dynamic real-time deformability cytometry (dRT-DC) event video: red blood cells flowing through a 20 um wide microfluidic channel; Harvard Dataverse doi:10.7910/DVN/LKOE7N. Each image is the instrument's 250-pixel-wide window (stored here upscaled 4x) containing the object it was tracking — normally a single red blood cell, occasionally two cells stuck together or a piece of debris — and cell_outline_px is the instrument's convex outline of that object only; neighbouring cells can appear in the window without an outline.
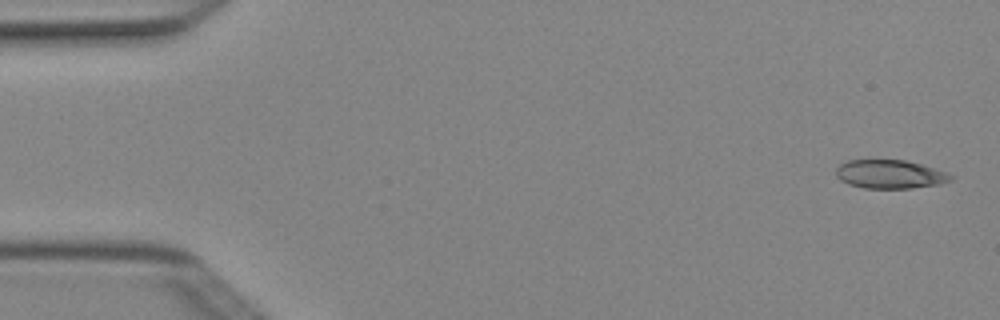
{"species": "Egyptian fruit bat (a non-hibernating species)", "species_latin": "Rousettus aegyptiacus", "temperature_condition": "cold", "stored_images_in_passage": 6, "camera_frame_rate_fps": 3000, "um_per_image_px": 0.085, "animal": {"sex": "female"}, "frame": {"image": 1, "passage_image": 1, "time_ms": 0.0, "image_size_px": [1000, 320], "cell_outline_px": [[956, 176], [952, 180], [940, 184], [912, 188], [864, 188], [848, 184], [840, 180], [836, 176], [836, 168], [840, 164], [848, 160], [904, 160], [920, 164]], "centroid_in_image_um": [75.63, 14.81], "position_along_channel_um": 9.4, "area_um2": 19.07}}
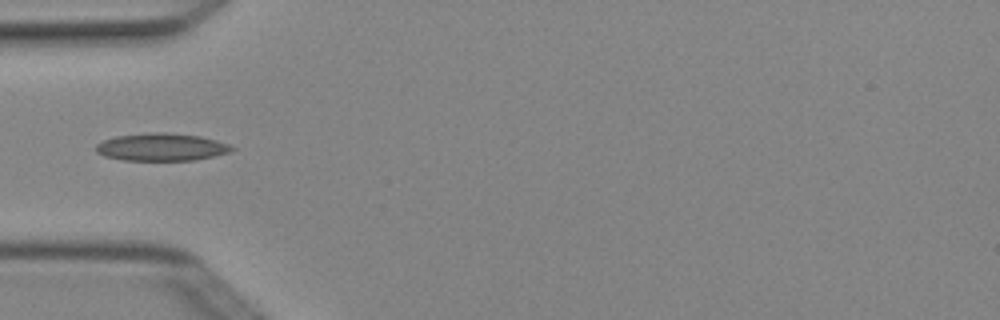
{"frame": {"image": 2, "passage_image": 5, "time_ms": 1.333, "image_size_px": [1000, 320], "cell_outline_px": [[236, 148], [232, 152], [196, 160], [124, 160], [104, 156], [96, 152], [96, 144], [104, 140], [116, 136], [152, 132], [164, 132], [200, 136], [216, 140], [228, 144]], "centroid_in_image_um": [13.75, 12.5], "position_along_channel_um": 71.3, "area_um2": 21.85}}
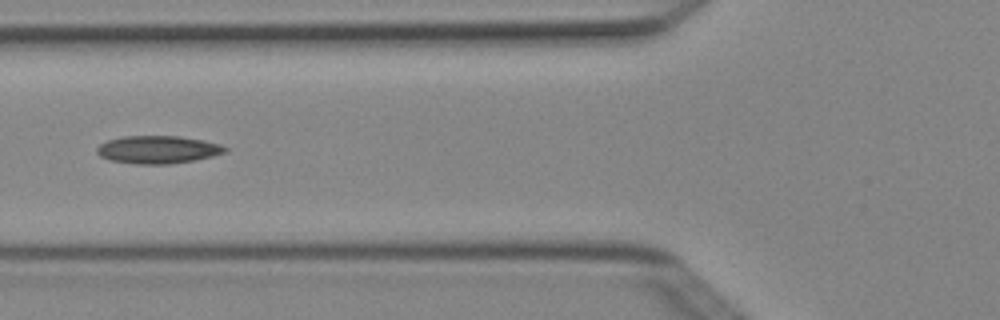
{"frame": {"image": 3, "passage_image": 6, "time_ms": 1.667, "image_size_px": [1000, 320], "cell_outline_px": [[228, 148], [224, 152], [212, 156], [196, 160], [168, 164], [136, 164], [108, 160], [100, 156], [96, 152], [96, 148], [100, 144], [108, 140], [124, 136], [180, 136], [204, 140], [220, 144]], "centroid_in_image_um": [13.4, 12.72], "position_along_channel_um": 112.4, "area_um2": 20.81}}